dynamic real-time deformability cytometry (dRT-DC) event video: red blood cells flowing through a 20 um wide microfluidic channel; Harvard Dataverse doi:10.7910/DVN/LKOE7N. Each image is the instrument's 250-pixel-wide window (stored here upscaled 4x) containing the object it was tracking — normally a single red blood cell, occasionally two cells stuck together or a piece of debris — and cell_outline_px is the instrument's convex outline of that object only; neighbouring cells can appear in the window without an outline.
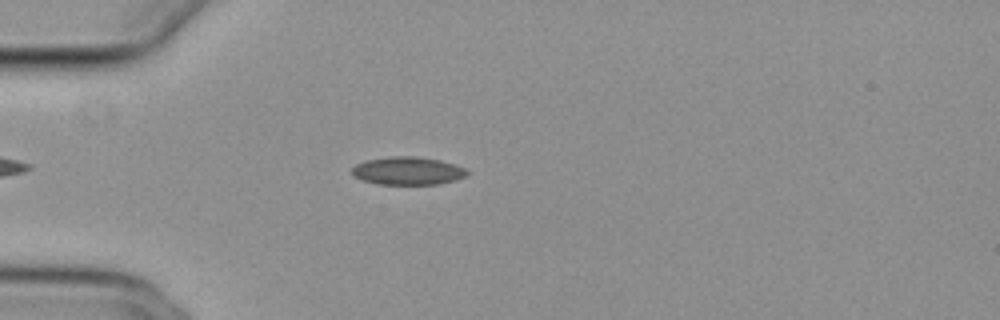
{"species": "common noctule bat (a hibernating species)", "species_latin": "Nyctalus noctula", "temperature_condition": "cold", "stored_images_in_passage": 29, "camera_frame_rate_fps": 3000, "um_per_image_px": 0.085, "animal": {"sex": "female", "body_mass_g": 29.2, "forearm_length_mm": 56.3}, "frame": {"image": 1, "passage_image": 2, "time_ms": 0.333, "image_size_px": [1000, 320], "cell_outline_px": [[468, 172], [464, 176], [452, 180], [436, 184], [376, 184], [364, 180], [356, 176], [352, 172], [352, 168], [356, 164], [368, 160], [392, 156], [416, 156], [440, 160], [464, 168]], "centroid_in_image_um": [34.63, 14.51], "position_along_channel_um": 50.4, "area_um2": 18.32}}
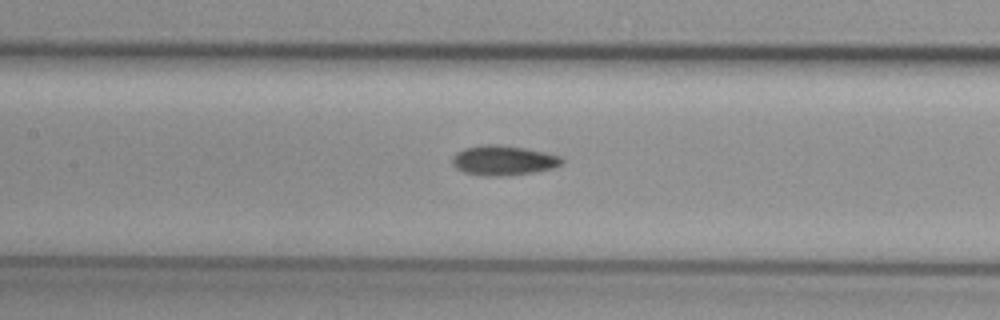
{"frame": {"image": 2, "passage_image": 12, "time_ms": 3.667, "image_size_px": [1000, 320], "cell_outline_px": [[564, 160], [560, 164], [552, 168], [532, 172], [504, 176], [480, 176], [464, 172], [456, 168], [452, 164], [452, 156], [456, 152], [464, 148], [480, 144], [500, 144], [524, 148], [544, 152], [560, 156]], "centroid_in_image_um": [42.72, 13.62], "position_along_channel_um": 164.7, "area_um2": 19.13}}
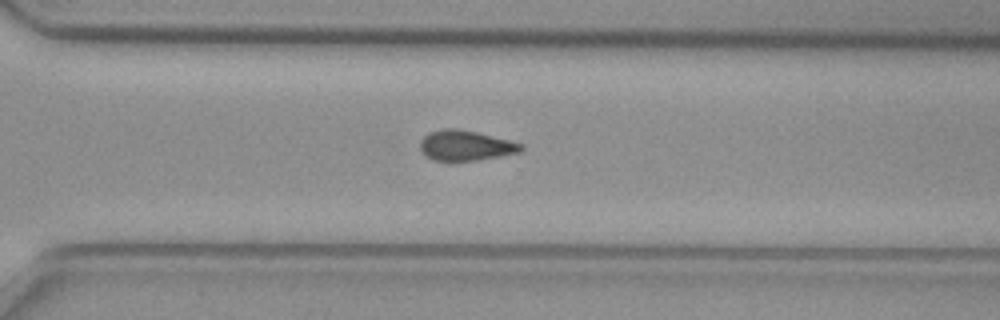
{"frame": {"image": 3, "passage_image": 25, "time_ms": 8.0, "image_size_px": [1000, 320], "cell_outline_px": [[524, 148], [520, 152], [480, 160], [432, 160], [420, 148], [420, 140], [428, 132], [444, 128], [460, 128], [524, 144]], "centroid_in_image_um": [39.58, 12.35], "position_along_channel_um": 331.0, "area_um2": 17.69}}